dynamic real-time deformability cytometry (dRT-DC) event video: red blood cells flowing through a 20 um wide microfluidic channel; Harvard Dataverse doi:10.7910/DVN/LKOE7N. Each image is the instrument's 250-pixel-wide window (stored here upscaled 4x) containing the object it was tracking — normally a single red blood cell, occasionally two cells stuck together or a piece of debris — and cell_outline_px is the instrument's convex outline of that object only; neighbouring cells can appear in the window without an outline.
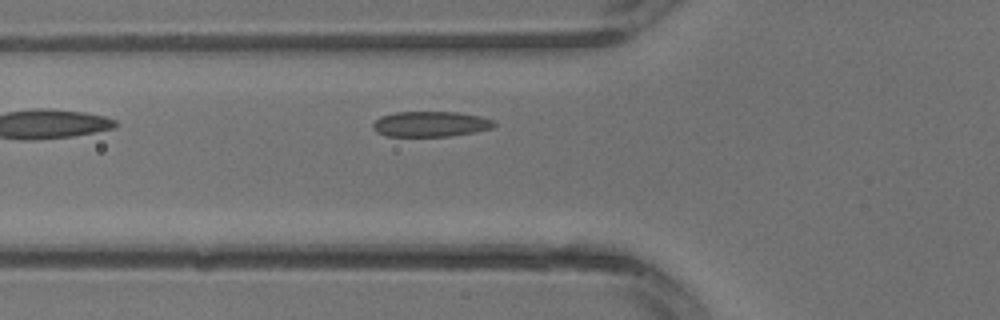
{"species": "common noctule bat (a hibernating species)", "species_latin": "Nyctalus noctula", "temperature_condition": "warm", "stored_images_in_passage": 6, "camera_frame_rate_fps": 3000, "um_per_image_px": 0.085, "animal": {"sex": "male", "body_mass_g": 13.3}, "frame": {"image": 1, "passage_image": 6, "time_ms": 1.667, "image_size_px": [1000, 320], "cell_outline_px": [[496, 124], [492, 128], [476, 132], [452, 136], [384, 136], [376, 132], [372, 128], [372, 124], [380, 116], [396, 112], [456, 112], [480, 116], [496, 120]], "centroid_in_image_um": [36.61, 10.55], "position_along_channel_um": 89.2, "area_um2": 18.15}}